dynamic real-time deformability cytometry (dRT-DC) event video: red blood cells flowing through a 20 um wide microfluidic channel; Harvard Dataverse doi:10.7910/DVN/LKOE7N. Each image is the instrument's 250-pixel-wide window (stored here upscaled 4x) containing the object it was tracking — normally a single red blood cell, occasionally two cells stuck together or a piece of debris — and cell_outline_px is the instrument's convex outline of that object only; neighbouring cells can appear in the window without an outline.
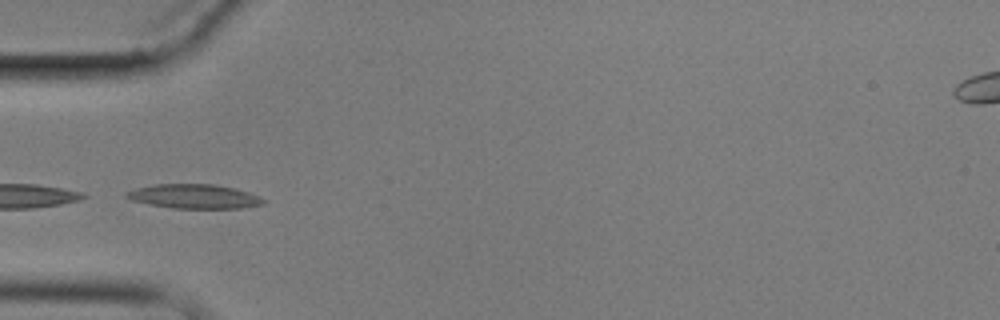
{"species": "common noctule bat (a hibernating species)", "species_latin": "Nyctalus noctula", "temperature_condition": "cold", "stored_images_in_passage": 4, "camera_frame_rate_fps": 3000, "um_per_image_px": 0.085, "animal": {"sex": "male", "body_mass_g": 17.9}, "frame": {"image": 1, "passage_image": 3, "time_ms": 2.333, "image_size_px": [1000, 320], "cell_outline_px": [[264, 204], [240, 208], [172, 208], [148, 204], [132, 200], [124, 196], [124, 192], [136, 188], [152, 184], [216, 184], [248, 192], [260, 196], [264, 200]], "centroid_in_image_um": [16.46, 16.69], "position_along_channel_um": 68.5, "area_um2": 19.36}}
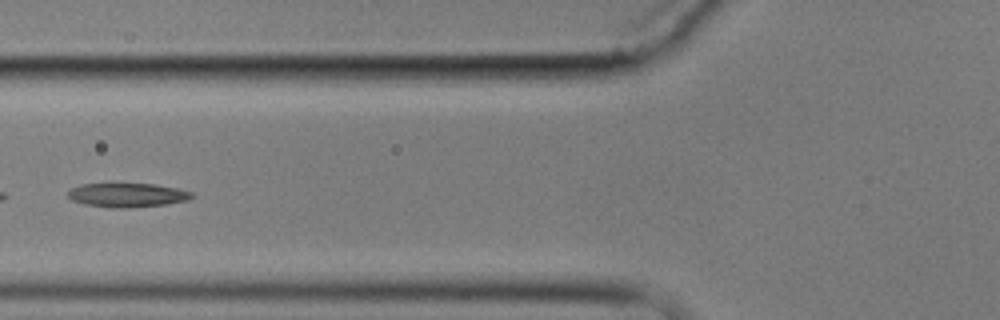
{"frame": {"image": 2, "passage_image": 4, "time_ms": 3.667, "image_size_px": [1000, 320], "cell_outline_px": [[196, 196], [188, 200], [168, 204], [124, 208], [112, 208], [84, 204], [72, 200], [68, 196], [68, 192], [72, 188], [80, 184], [156, 184], [176, 188], [192, 192]], "centroid_in_image_um": [10.85, 16.58], "position_along_channel_um": 114.9, "area_um2": 17.34}}